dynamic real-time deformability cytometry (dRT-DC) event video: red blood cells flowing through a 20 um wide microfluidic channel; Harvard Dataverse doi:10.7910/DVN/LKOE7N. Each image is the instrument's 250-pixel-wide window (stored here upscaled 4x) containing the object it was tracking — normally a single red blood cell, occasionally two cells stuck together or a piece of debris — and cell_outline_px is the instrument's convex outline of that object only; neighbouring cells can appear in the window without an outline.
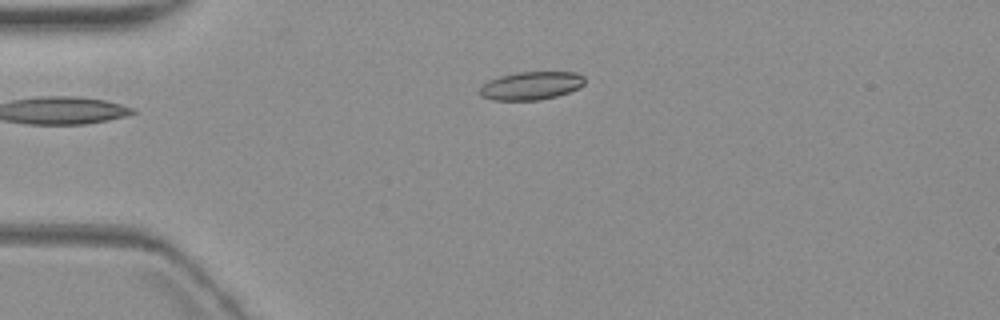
{"species": "common noctule bat (a hibernating species)", "species_latin": "Nyctalus noctula", "temperature_condition": "warm", "stored_images_in_passage": 6, "camera_frame_rate_fps": 3000, "um_per_image_px": 0.085, "animal": {"sex": "female", "body_mass_g": 19.3, "forearm_length_mm": 54.1}, "frame": {"image": 1, "passage_image": 6, "time_ms": 6.0, "image_size_px": [1000, 320], "cell_outline_px": [[584, 84], [580, 88], [556, 96], [540, 100], [492, 100], [480, 96], [480, 88], [488, 80], [500, 76], [516, 72], [576, 72], [584, 76]], "centroid_in_image_um": [45.15, 7.28], "position_along_channel_um": 39.9, "area_um2": 17.28}}